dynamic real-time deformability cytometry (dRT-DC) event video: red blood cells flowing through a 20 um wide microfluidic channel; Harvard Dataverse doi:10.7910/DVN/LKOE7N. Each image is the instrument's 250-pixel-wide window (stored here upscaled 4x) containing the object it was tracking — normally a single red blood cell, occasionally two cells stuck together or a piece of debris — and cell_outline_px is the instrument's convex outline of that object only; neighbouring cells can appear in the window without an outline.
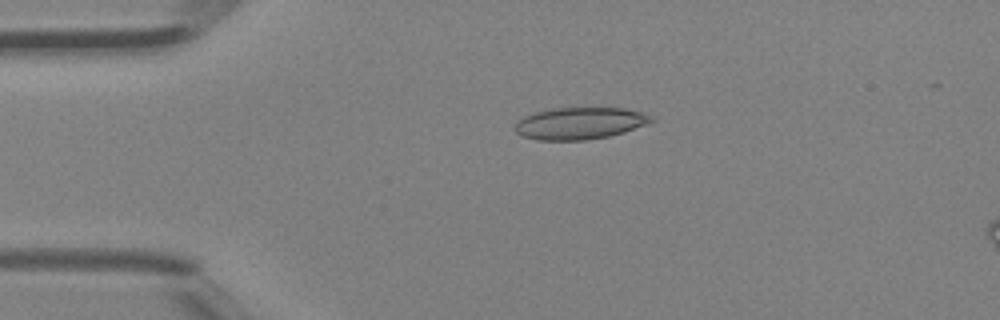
{"species": "Egyptian fruit bat (a non-hibernating species)", "species_latin": "Rousettus aegyptiacus", "temperature_condition": "room temperature", "stored_images_in_passage": 5, "camera_frame_rate_fps": 3000, "um_per_image_px": 0.085, "animal": {"sex": "female"}, "frame": {"image": 1, "passage_image": 3, "time_ms": 0.667, "image_size_px": [1000, 320], "cell_outline_px": [[656, 120], [648, 124], [624, 132], [608, 136], [584, 140], [536, 140], [520, 136], [516, 132], [516, 124], [524, 116], [536, 112], [552, 108], [624, 108], [640, 112], [652, 116]], "centroid_in_image_um": [49.3, 10.48], "position_along_channel_um": 35.7, "area_um2": 25.32}}
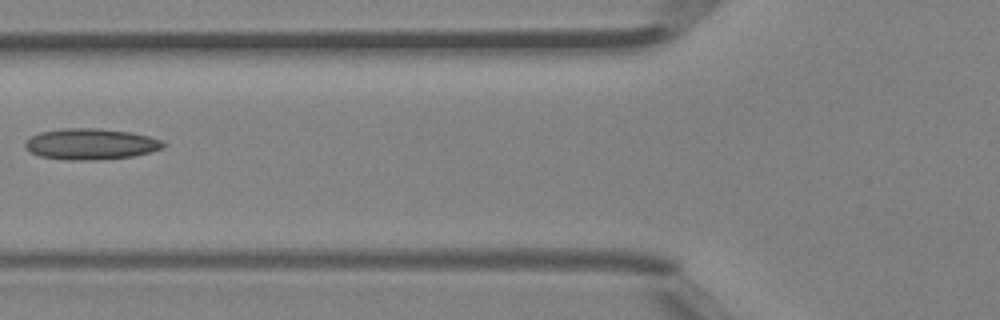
{"frame": {"image": 2, "passage_image": 5, "time_ms": 1.333, "image_size_px": [1000, 320], "cell_outline_px": [[168, 144], [164, 148], [132, 156], [96, 160], [64, 160], [40, 156], [28, 152], [24, 148], [24, 140], [40, 132], [60, 128], [100, 128], [132, 132], [164, 140]], "centroid_in_image_um": [7.7, 12.24], "position_along_channel_um": 118.1, "area_um2": 25.43}}